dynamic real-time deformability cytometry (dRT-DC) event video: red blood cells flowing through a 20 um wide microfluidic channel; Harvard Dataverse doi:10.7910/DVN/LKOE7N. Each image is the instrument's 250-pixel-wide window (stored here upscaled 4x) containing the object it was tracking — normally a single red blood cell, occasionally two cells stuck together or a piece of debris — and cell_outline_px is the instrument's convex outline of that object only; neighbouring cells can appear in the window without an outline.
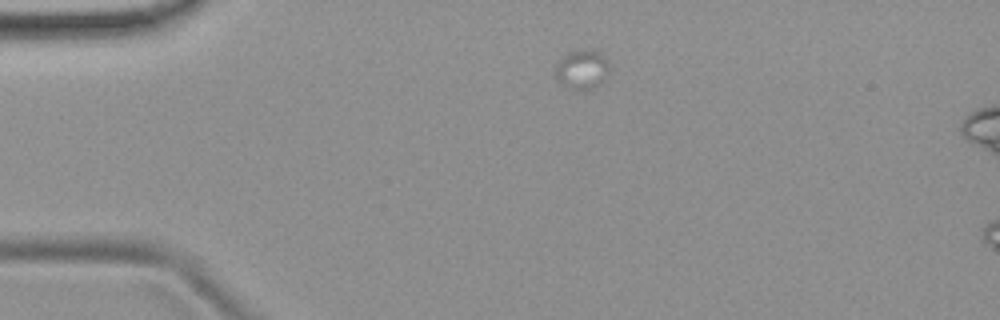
{"species": "common noctule bat (a hibernating species)", "species_latin": "Nyctalus noctula", "temperature_condition": "room temperature", "stored_images_in_passage": 3, "camera_frame_rate_fps": 3000, "um_per_image_px": 0.085, "animal": {"sex": "female", "body_mass_g": 19.9}, "frame": {"image": 1, "passage_image": 1, "time_ms": 0.0, "image_size_px": [1000, 320], "cell_outline_px": [[608, 72], [600, 84], [584, 92], [576, 92], [556, 80], [552, 72], [560, 56], [568, 52], [584, 48], [600, 52], [608, 60]], "centroid_in_image_um": [49.4, 5.91], "position_along_channel_um": 35.6, "area_um2": 13.01}}